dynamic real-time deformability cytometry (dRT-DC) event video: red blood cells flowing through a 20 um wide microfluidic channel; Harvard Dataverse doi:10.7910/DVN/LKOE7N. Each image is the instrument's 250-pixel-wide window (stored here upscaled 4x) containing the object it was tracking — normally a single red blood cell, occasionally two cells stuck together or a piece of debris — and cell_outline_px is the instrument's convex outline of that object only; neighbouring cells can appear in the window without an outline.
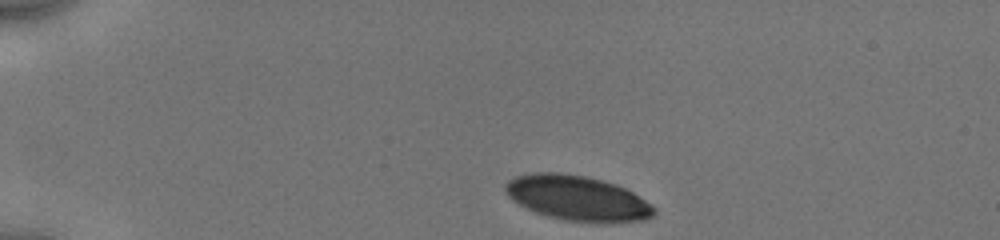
{"species": "human", "species_latin": "Homo sapiens", "temperature_condition": "cold", "stored_images_in_passage": 35, "camera_frame_rate_fps": 3000, "um_per_image_px": 0.085, "donor": {"sex": "male"}, "frame": {"image": 1, "passage_image": 1, "time_ms": 0.0, "image_size_px": [1000, 240], "cell_outline_px": [[656, 212], [648, 220], [600, 224], [596, 224], [564, 220], [548, 216], [536, 212], [512, 200], [508, 196], [504, 188], [504, 184], [508, 180], [516, 176], [532, 172], [556, 172], [588, 176], [616, 184], [632, 192], [652, 204], [656, 208]], "centroid_in_image_um": [49.11, 16.86], "position_along_channel_um": 35.9, "area_um2": 39.59}}
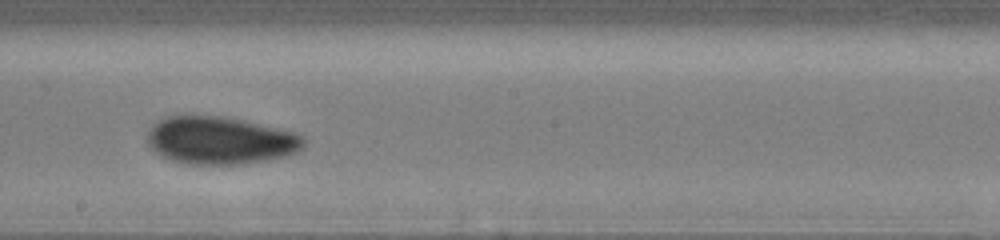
{"frame": {"image": 2, "passage_image": 21, "time_ms": 6.667, "image_size_px": [1000, 240], "cell_outline_px": [[304, 148], [300, 152], [268, 160], [244, 164], [188, 164], [172, 160], [160, 156], [148, 144], [148, 132], [152, 124], [156, 120], [164, 116], [184, 112], [224, 116], [244, 120], [296, 132], [304, 136]], "centroid_in_image_um": [18.69, 11.89], "position_along_channel_um": 229.5, "area_um2": 44.68}}
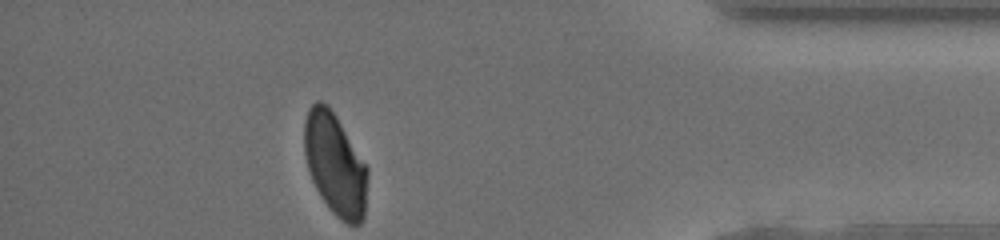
{"frame": {"image": 3, "passage_image": 35, "time_ms": 12.0, "image_size_px": [1000, 240], "cell_outline_px": [[368, 172], [364, 220], [360, 224], [348, 224], [336, 216], [328, 208], [320, 196], [312, 180], [308, 168], [304, 152], [304, 120], [308, 108], [316, 100], [320, 100], [328, 104], [336, 116], [368, 168]], "centroid_in_image_um": [28.47, 13.96], "position_along_channel_um": 406.7, "area_um2": 37.74}, "authors_computed_cell_mechanics": {"area_um2": 42.194, "velocity_mm_per_s": 3.933, "shape_relaxation_time_tau1_ms": 4.4076, "shape_relaxation_time_tau2_ms": 1.1337, "deformation_change_tau1": 0.1102, "deformation_change_tau2": 0.0532}}